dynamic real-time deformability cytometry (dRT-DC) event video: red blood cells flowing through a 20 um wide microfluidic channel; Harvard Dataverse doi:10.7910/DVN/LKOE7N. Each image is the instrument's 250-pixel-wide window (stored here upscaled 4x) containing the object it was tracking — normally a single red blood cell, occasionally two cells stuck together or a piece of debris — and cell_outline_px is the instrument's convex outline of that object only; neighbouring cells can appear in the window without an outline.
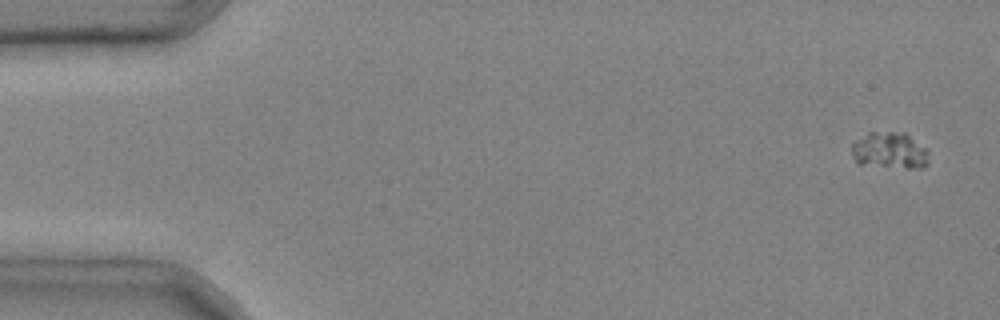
{"species": "common noctule bat (a hibernating species)", "species_latin": "Nyctalus noctula", "temperature_condition": "cold", "stored_images_in_passage": 6, "camera_frame_rate_fps": 3000, "um_per_image_px": 0.085, "animal": {"sex": "male", "body_mass_g": 20.4}, "frame": {"image": 1, "passage_image": 1, "time_ms": 0.0, "image_size_px": [1000, 320], "cell_outline_px": [[928, 164], [924, 168], [908, 168], [856, 164], [852, 156], [852, 144], [856, 140], [868, 132], [904, 132], [924, 148], [928, 152]], "centroid_in_image_um": [75.59, 12.81], "position_along_channel_um": 9.4, "area_um2": 16.42}}